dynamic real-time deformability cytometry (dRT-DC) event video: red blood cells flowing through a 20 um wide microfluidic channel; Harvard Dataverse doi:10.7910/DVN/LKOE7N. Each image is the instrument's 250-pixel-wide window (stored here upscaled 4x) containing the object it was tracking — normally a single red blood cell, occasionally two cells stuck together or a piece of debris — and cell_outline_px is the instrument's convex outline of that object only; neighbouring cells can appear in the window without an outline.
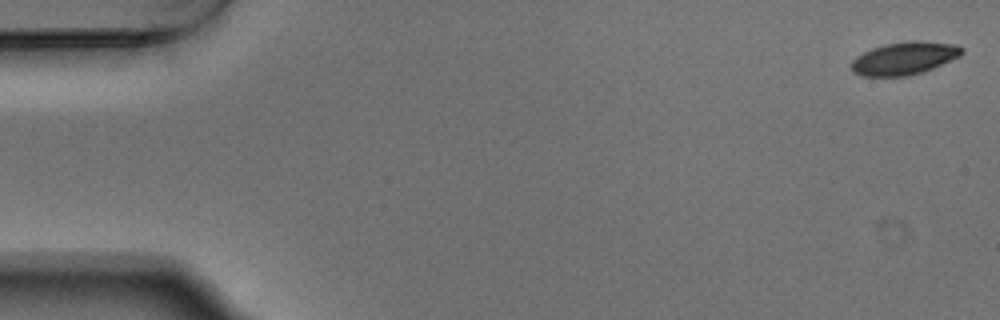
{"species": "Egyptian fruit bat (a non-hibernating species)", "species_latin": "Rousettus aegyptiacus", "temperature_condition": "warm", "stored_images_in_passage": 54, "camera_frame_rate_fps": 3000, "um_per_image_px": 0.085, "animal": {"sex": "male"}, "frame": {"image": 1, "passage_image": 1, "time_ms": 0.0, "image_size_px": [1000, 320], "cell_outline_px": [[964, 52], [960, 56], [924, 72], [908, 76], [860, 76], [852, 72], [852, 60], [856, 56], [872, 48], [884, 44], [908, 40], [916, 40], [956, 44], [964, 48]], "centroid_in_image_um": [76.88, 4.95], "position_along_channel_um": 8.1, "area_um2": 21.33}}
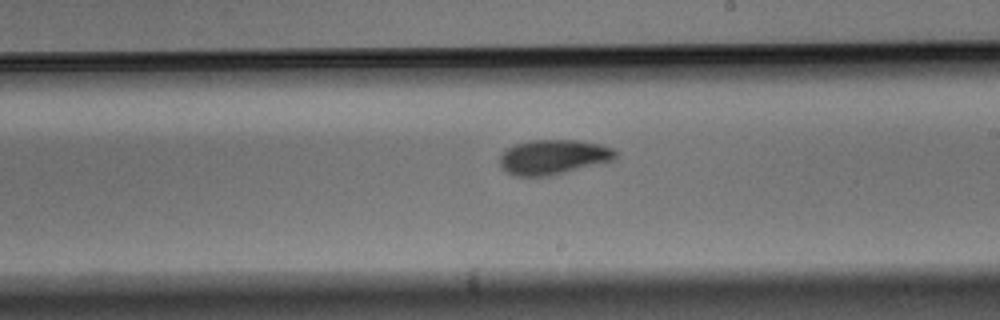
{"frame": {"image": 2, "passage_image": 31, "time_ms": 10.0, "image_size_px": [1000, 320], "cell_outline_px": [[616, 156], [612, 160], [548, 176], [516, 176], [508, 172], [500, 164], [500, 156], [512, 144], [528, 140], [580, 140], [600, 144], [612, 148], [616, 152]], "centroid_in_image_um": [47.01, 13.32], "position_along_channel_um": 242.0, "area_um2": 23.18}}
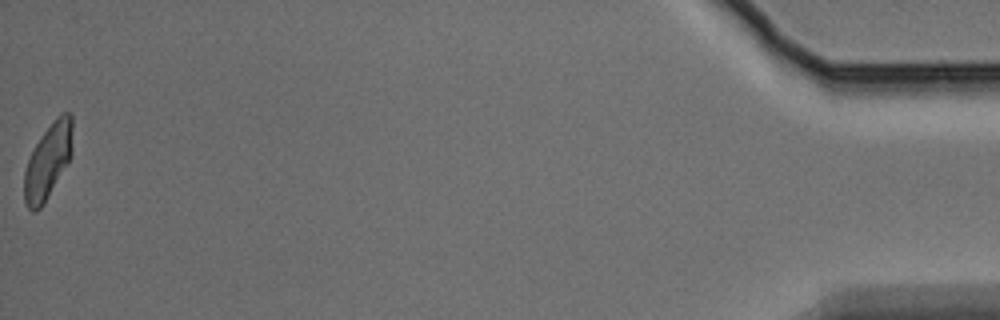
{"frame": {"image": 3, "passage_image": 54, "time_ms": 17.667, "image_size_px": [1000, 320], "cell_outline_px": [[72, 156], [68, 164], [44, 204], [36, 212], [32, 212], [28, 208], [24, 200], [24, 172], [28, 160], [40, 136], [56, 116], [60, 112], [72, 112]], "centroid_in_image_um": [4.1, 13.69], "position_along_channel_um": 431.1, "area_um2": 21.44}, "authors_computed_cell_mechanics": {"area_um2": 22.3108, "velocity_mm_per_s": 3.7394, "shape_relaxation_time_tau1_ms": 3.0967, "shape_relaxation_time_tau2_ms": 3.2126, "deformation_change_tau1": 0.1323, "deformation_change_tau2": 0.0781}}